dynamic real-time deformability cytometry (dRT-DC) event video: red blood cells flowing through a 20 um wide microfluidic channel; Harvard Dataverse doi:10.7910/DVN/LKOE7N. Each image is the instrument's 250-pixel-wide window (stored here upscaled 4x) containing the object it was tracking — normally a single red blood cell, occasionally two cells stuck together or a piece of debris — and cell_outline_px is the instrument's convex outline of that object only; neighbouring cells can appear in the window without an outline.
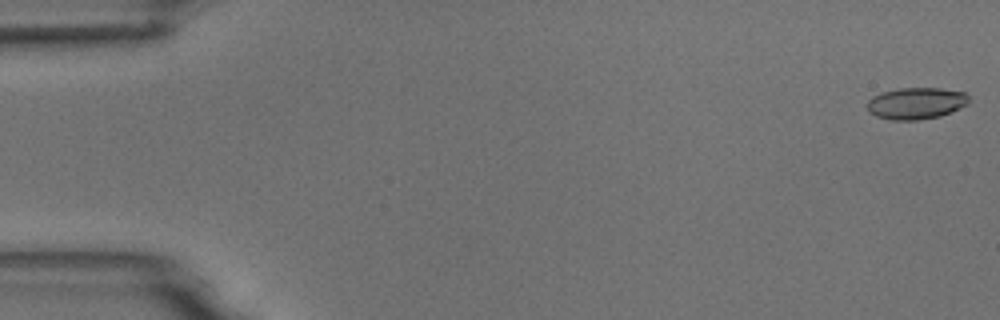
{"species": "common noctule bat (a hibernating species)", "species_latin": "Nyctalus noctula", "temperature_condition": "room temperature", "stored_images_in_passage": 10, "camera_frame_rate_fps": 3000, "um_per_image_px": 0.085, "animal": {"sex": "male", "body_mass_g": 18.8}, "frame": {"image": 1, "passage_image": 1, "time_ms": 0.0, "image_size_px": [1000, 320], "cell_outline_px": [[968, 104], [940, 116], [916, 120], [892, 120], [876, 116], [868, 112], [868, 100], [872, 96], [884, 92], [900, 88], [940, 88], [964, 92], [968, 96]], "centroid_in_image_um": [77.85, 8.78], "position_along_channel_um": 7.1, "area_um2": 18.61}}
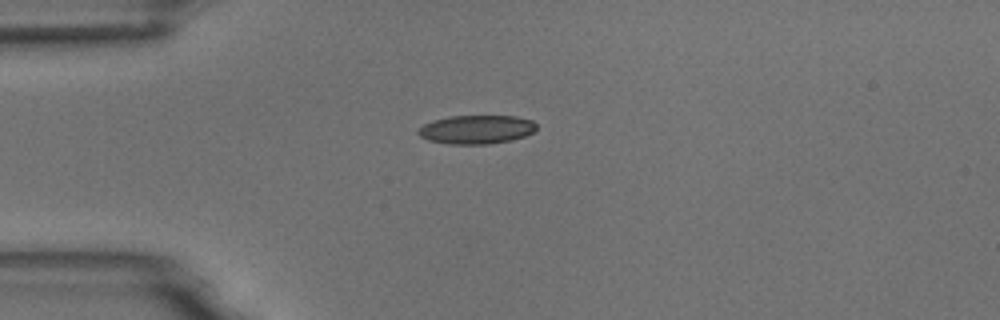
{"frame": {"image": 2, "passage_image": 4, "time_ms": 4.333, "image_size_px": [1000, 320], "cell_outline_px": [[536, 128], [532, 132], [524, 136], [512, 140], [488, 144], [448, 144], [428, 140], [420, 136], [416, 132], [424, 124], [432, 120], [452, 116], [516, 116], [532, 120], [536, 124]], "centroid_in_image_um": [40.49, 11.01], "position_along_channel_um": 44.5, "area_um2": 19.77}}
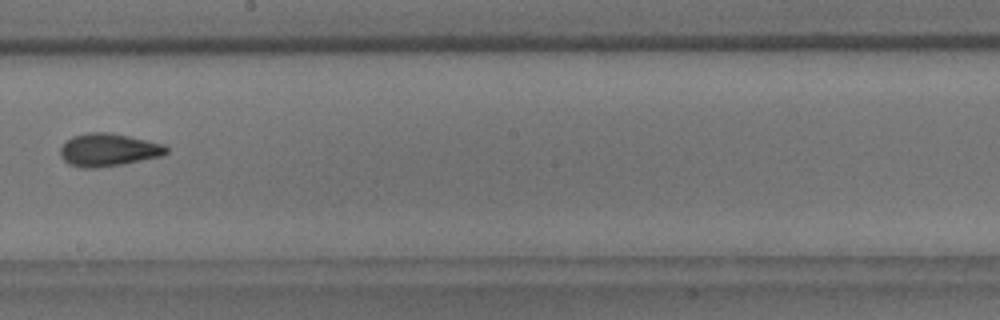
{"frame": {"image": 3, "passage_image": 9, "time_ms": 10.0, "image_size_px": [1000, 320], "cell_outline_px": [[168, 152], [164, 156], [120, 164], [96, 168], [84, 168], [68, 164], [60, 156], [60, 148], [64, 140], [72, 136], [88, 132], [108, 132], [128, 136], [164, 144], [168, 148]], "centroid_in_image_um": [9.18, 12.73], "position_along_channel_um": 239.0, "area_um2": 20.4}}